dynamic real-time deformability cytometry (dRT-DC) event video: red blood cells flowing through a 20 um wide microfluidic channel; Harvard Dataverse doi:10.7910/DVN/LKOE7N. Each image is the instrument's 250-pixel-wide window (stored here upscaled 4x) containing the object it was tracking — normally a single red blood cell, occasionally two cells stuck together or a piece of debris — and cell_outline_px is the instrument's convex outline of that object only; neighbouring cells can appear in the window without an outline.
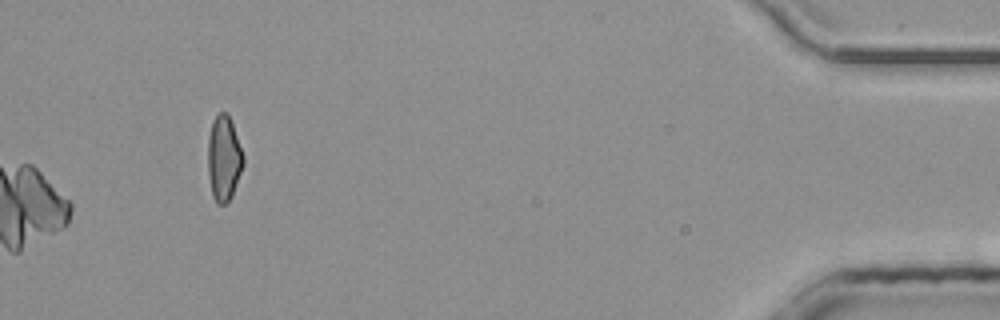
{"species": "common noctule bat (a hibernating species)", "species_latin": "Nyctalus noctula", "temperature_condition": "room temperature", "stored_images_in_passage": 49, "camera_frame_rate_fps": 3000, "um_per_image_px": 0.085, "animal": {"sex": "male", "body_mass_g": 20.4}, "frame": {"image": 1, "passage_image": 49, "time_ms": 16.0, "image_size_px": [1000, 320], "cell_outline_px": [[244, 164], [232, 192], [228, 200], [224, 204], [216, 204], [212, 196], [208, 176], [208, 136], [212, 120], [220, 112], [228, 112], [244, 156]], "centroid_in_image_um": [19.0, 13.43], "position_along_channel_um": 416.2, "area_um2": 17.51}}